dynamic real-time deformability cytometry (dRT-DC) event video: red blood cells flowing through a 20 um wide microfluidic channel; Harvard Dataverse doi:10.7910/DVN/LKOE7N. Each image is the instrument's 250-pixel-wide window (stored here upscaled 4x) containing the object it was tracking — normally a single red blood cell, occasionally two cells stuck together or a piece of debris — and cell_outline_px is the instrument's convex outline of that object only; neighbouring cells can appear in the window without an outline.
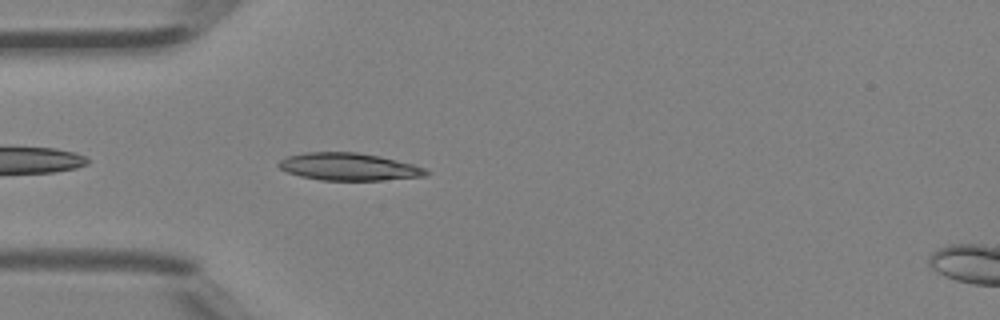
{"species": "Egyptian fruit bat (a non-hibernating species)", "species_latin": "Rousettus aegyptiacus", "temperature_condition": "room temperature", "stored_images_in_passage": 8, "camera_frame_rate_fps": 3000, "um_per_image_px": 0.085, "animal": {"sex": "female"}, "frame": {"image": 1, "passage_image": 2, "time_ms": 0.333, "image_size_px": [1000, 320], "cell_outline_px": [[432, 172], [424, 176], [380, 180], [320, 180], [300, 176], [288, 172], [280, 168], [276, 164], [280, 160], [288, 156], [304, 152], [356, 152], [380, 156], [412, 164], [424, 168]], "centroid_in_image_um": [29.63, 14.17], "position_along_channel_um": 55.4, "area_um2": 23.47}}